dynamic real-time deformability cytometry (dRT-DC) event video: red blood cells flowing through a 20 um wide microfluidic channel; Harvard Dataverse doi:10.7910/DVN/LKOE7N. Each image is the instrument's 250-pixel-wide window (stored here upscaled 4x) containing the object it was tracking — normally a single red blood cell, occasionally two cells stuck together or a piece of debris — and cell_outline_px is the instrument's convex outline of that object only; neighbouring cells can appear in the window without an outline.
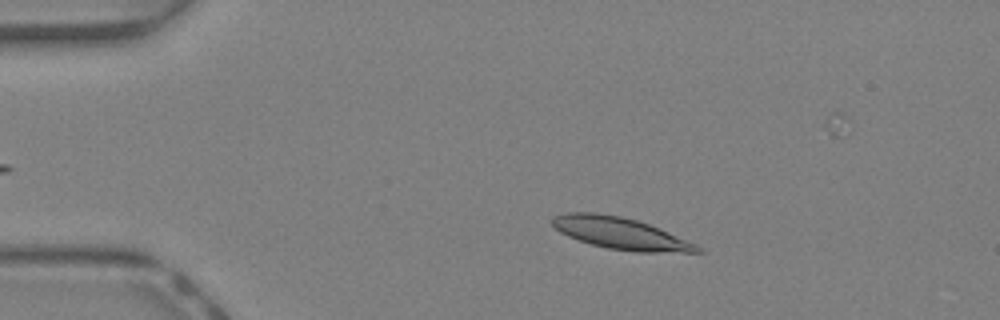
{"species": "Egyptian fruit bat (a non-hibernating species)", "species_latin": "Rousettus aegyptiacus", "temperature_condition": "warm", "stored_images_in_passage": 44, "camera_frame_rate_fps": 3000, "um_per_image_px": 0.085, "animal": {"sex": "female"}, "frame": {"image": 1, "passage_image": 7, "time_ms": 2.0, "image_size_px": [1000, 320], "cell_outline_px": [[704, 252], [636, 252], [608, 248], [592, 244], [568, 236], [560, 232], [552, 224], [552, 216], [564, 212], [596, 212], [620, 216], [636, 220], [660, 228], [696, 244], [704, 248]], "centroid_in_image_um": [52.75, 19.82], "position_along_channel_um": 32.3, "area_um2": 26.82}}
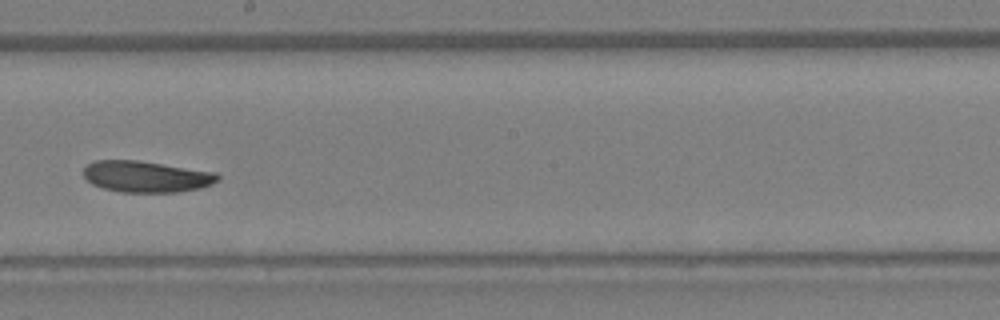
{"frame": {"image": 2, "passage_image": 24, "time_ms": 7.667, "image_size_px": [1000, 320], "cell_outline_px": [[220, 180], [212, 184], [200, 188], [180, 192], [120, 192], [104, 188], [92, 184], [84, 176], [84, 168], [88, 164], [96, 160], [136, 160], [216, 172], [220, 176]], "centroid_in_image_um": [12.46, 15.01], "position_along_channel_um": 235.7, "area_um2": 24.45}}
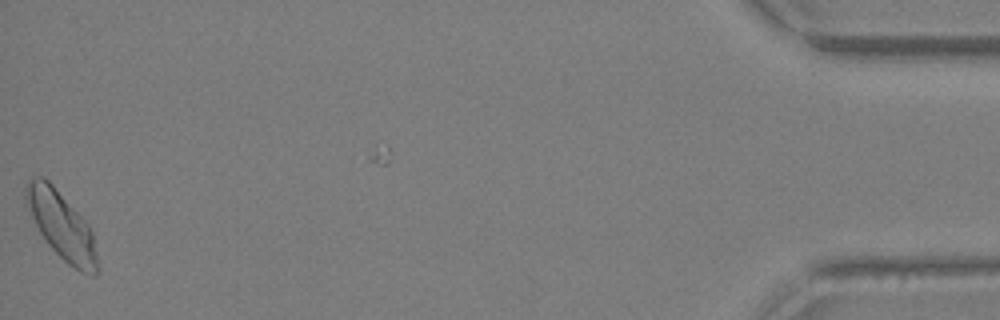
{"frame": {"image": 3, "passage_image": 43, "time_ms": 14.0, "image_size_px": [1000, 320], "cell_outline_px": [[96, 276], [92, 276], [80, 272], [68, 264], [48, 244], [40, 232], [28, 208], [24, 196], [24, 188], [28, 180], [32, 176], [44, 176], [52, 184], [88, 224], [92, 232], [96, 252]], "centroid_in_image_um": [5.2, 19.13], "position_along_channel_um": 430.0, "area_um2": 27.57}, "authors_computed_cell_mechanics": {"area_um2": 25.5765, "velocity_mm_per_s": 4.5802, "shape_relaxation_time_tau1_ms": 11.3557, "shape_relaxation_time_tau2_ms": null, "deformation_change_tau1": 0.2535, "deformation_change_tau2": null}}